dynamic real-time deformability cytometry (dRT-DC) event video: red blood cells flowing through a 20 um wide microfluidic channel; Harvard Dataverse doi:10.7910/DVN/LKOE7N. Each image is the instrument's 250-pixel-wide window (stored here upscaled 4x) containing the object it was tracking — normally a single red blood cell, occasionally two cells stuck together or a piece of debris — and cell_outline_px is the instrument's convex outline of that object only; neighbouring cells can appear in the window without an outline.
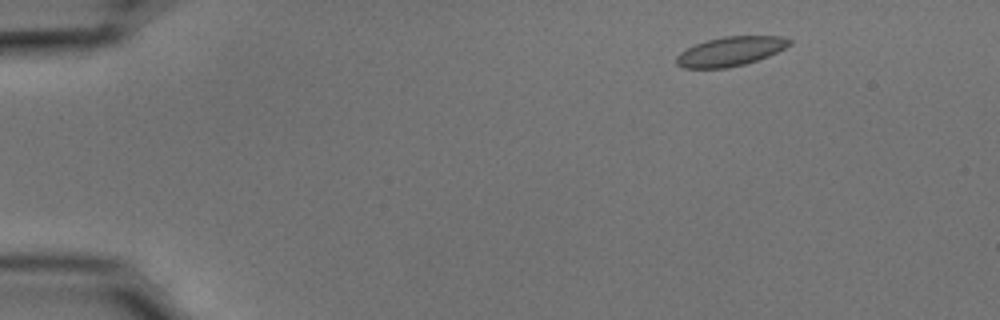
{"species": "common noctule bat (a hibernating species)", "species_latin": "Nyctalus noctula", "temperature_condition": "cold", "stored_images_in_passage": 14, "camera_frame_rate_fps": 3000, "um_per_image_px": 0.085, "animal": {"sex": "male", "body_mass_g": 15.6}, "frame": {"image": 1, "passage_image": 5, "time_ms": 1.333, "image_size_px": [1000, 320], "cell_outline_px": [[792, 44], [768, 56], [744, 64], [728, 68], [684, 68], [676, 64], [676, 56], [680, 52], [696, 44], [708, 40], [724, 36], [780, 36], [792, 40]], "centroid_in_image_um": [62.08, 4.37], "position_along_channel_um": 22.9, "area_um2": 19.13}}